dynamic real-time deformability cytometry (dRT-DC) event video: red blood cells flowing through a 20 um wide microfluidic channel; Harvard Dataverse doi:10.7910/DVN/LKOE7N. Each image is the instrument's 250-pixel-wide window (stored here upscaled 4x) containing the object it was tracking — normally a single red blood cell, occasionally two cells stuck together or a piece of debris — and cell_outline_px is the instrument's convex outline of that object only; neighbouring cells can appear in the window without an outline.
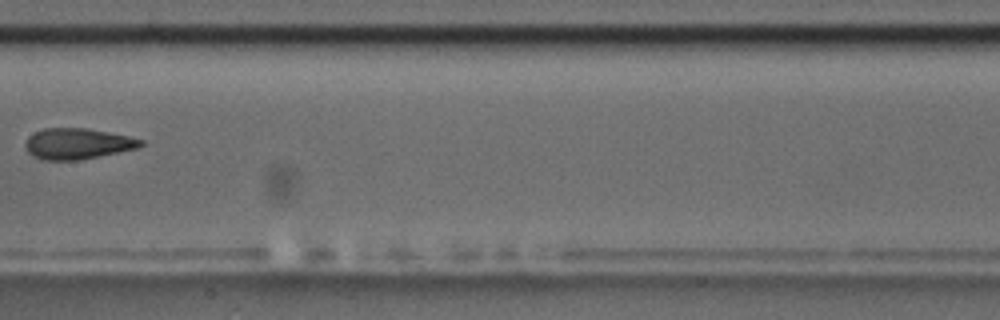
{"species": "common noctule bat (a hibernating species)", "species_latin": "Nyctalus noctula", "temperature_condition": "room temperature", "stored_images_in_passage": 8, "camera_frame_rate_fps": 3000, "um_per_image_px": 0.085, "animal": {"sex": "male", "body_mass_g": 17.5, "forearm_length_mm": 52.3}, "frame": {"image": 1, "passage_image": 8, "time_ms": 8.0, "image_size_px": [1000, 320], "cell_outline_px": [[144, 144], [136, 148], [80, 160], [40, 160], [32, 156], [28, 152], [24, 144], [28, 136], [44, 128], [88, 128], [128, 136], [144, 140]], "centroid_in_image_um": [6.55, 12.22], "position_along_channel_um": 200.8, "area_um2": 20.75}}